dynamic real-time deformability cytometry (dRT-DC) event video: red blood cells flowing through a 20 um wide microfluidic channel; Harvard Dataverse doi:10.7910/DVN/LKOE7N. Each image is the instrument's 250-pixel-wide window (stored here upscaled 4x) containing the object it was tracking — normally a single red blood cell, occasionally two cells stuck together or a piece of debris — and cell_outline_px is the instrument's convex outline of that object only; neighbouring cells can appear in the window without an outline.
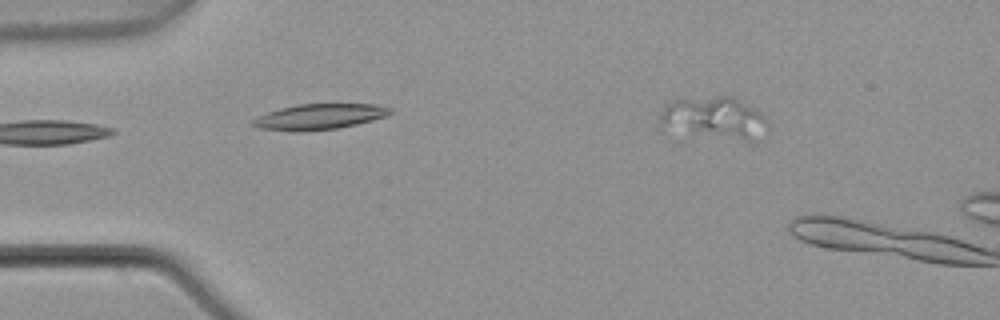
{"species": "common noctule bat (a hibernating species)", "species_latin": "Nyctalus noctula", "temperature_condition": "warm", "stored_images_in_passage": 2, "camera_frame_rate_fps": 3000, "um_per_image_px": 0.085, "animal": {"sex": "male", "body_mass_g": 21.5, "forearm_length_mm": 52.0}, "frame": {"image": 1, "passage_image": 1, "time_ms": 0.0, "image_size_px": [1000, 320], "cell_outline_px": [[392, 112], [388, 116], [356, 124], [336, 128], [300, 132], [256, 128], [252, 124], [252, 120], [256, 116], [280, 108], [296, 104], [376, 104], [392, 108]], "centroid_in_image_um": [27.13, 9.91], "position_along_channel_um": 57.9, "area_um2": 20.58}}